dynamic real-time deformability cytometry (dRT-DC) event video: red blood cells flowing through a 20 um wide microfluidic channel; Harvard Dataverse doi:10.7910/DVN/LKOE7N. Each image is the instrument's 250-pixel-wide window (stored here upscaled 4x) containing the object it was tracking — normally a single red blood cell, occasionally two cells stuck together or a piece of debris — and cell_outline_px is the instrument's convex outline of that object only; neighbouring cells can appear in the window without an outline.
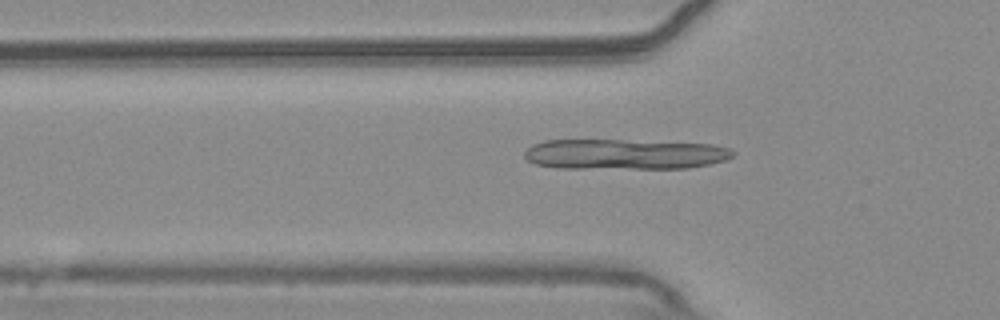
{"species": "common noctule bat (a hibernating species)", "species_latin": "Nyctalus noctula", "temperature_condition": "warm", "stored_images_in_passage": 37, "camera_frame_rate_fps": 3000, "um_per_image_px": 0.085, "animal": {"sex": "male", "body_mass_g": 20.4}, "frame": {"image": 1, "passage_image": 6, "time_ms": 1.667, "image_size_px": [1000, 320], "cell_outline_px": [[736, 152], [732, 156], [724, 160], [708, 164], [688, 168], [556, 168], [536, 164], [528, 160], [524, 156], [524, 152], [532, 144], [544, 140], [624, 140], [712, 144], [728, 148]], "centroid_in_image_um": [53.05, 13.1], "position_along_channel_um": 72.7, "area_um2": 36.82}}
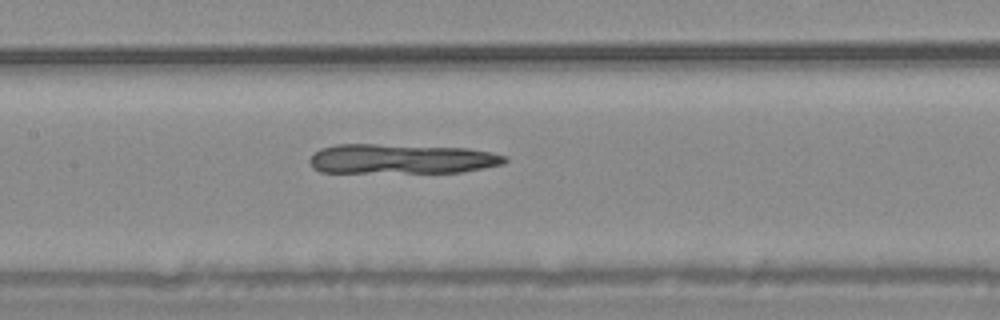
{"frame": {"image": 2, "passage_image": 14, "time_ms": 4.333, "image_size_px": [1000, 320], "cell_outline_px": [[508, 160], [504, 164], [484, 168], [460, 172], [320, 172], [312, 168], [308, 160], [320, 148], [336, 144], [376, 144], [468, 148], [492, 152], [508, 156]], "centroid_in_image_um": [34.14, 13.5], "position_along_channel_um": 173.3, "area_um2": 33.99}}
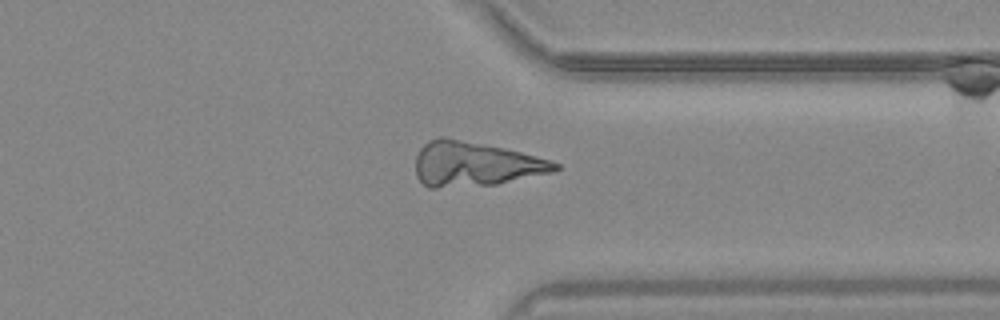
{"frame": {"image": 3, "passage_image": 30, "time_ms": 9.667, "image_size_px": [1000, 320], "cell_outline_px": [[560, 168], [552, 172], [496, 184], [436, 188], [428, 188], [416, 176], [416, 156], [420, 148], [428, 140], [440, 136], [444, 136], [504, 148], [552, 160], [560, 164]], "centroid_in_image_um": [40.35, 13.94], "position_along_channel_um": 371.0, "area_um2": 36.18}}